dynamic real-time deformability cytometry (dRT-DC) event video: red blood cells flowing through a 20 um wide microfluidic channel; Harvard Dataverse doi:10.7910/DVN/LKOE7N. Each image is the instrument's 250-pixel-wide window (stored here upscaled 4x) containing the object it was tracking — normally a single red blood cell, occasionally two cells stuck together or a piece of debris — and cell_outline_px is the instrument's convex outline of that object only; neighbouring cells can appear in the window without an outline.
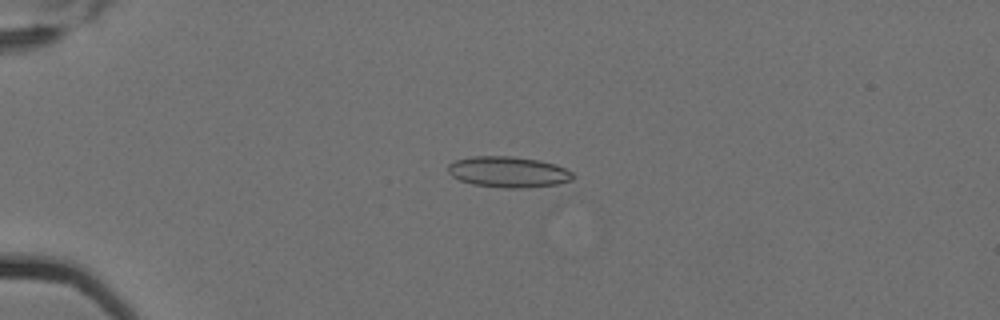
{"species": "Egyptian fruit bat (a non-hibernating species)", "species_latin": "Rousettus aegyptiacus", "temperature_condition": "cold", "stored_images_in_passage": 5, "camera_frame_rate_fps": 3000, "um_per_image_px": 0.085, "animal": {"sex": "female"}, "frame": {"image": 1, "passage_image": 4, "time_ms": 1.0, "image_size_px": [1000, 320], "cell_outline_px": [[576, 176], [572, 180], [560, 184], [528, 188], [504, 188], [472, 184], [460, 180], [452, 176], [448, 172], [448, 164], [456, 160], [472, 156], [512, 156], [540, 160], [556, 164], [572, 172]], "centroid_in_image_um": [43.24, 14.62], "position_along_channel_um": 41.8, "area_um2": 22.77}}